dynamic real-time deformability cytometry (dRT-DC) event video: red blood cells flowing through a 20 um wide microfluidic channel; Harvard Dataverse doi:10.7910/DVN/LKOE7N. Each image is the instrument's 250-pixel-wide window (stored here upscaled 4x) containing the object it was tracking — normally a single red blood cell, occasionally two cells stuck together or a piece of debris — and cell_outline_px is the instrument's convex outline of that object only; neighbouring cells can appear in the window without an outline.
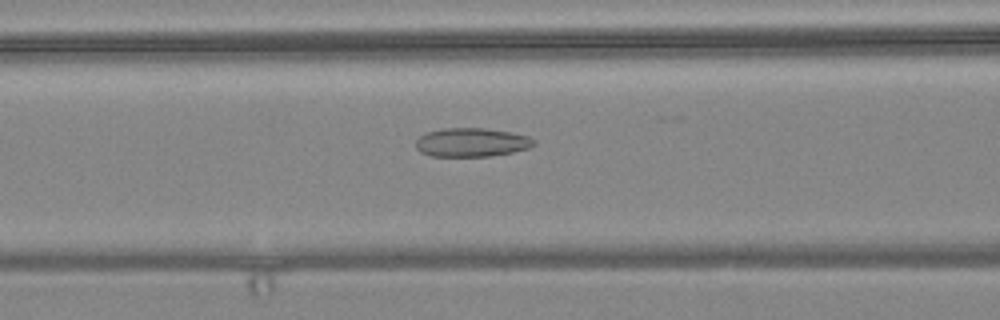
{"species": "common noctule bat (a hibernating species)", "species_latin": "Nyctalus noctula", "temperature_condition": "warm", "stored_images_in_passage": 51, "camera_frame_rate_fps": 3000, "um_per_image_px": 0.085, "animal": {"sex": "female", "body_mass_g": 24.6, "forearm_length_mm": 56.2}, "frame": {"image": 1, "passage_image": 17, "time_ms": 5.333, "image_size_px": [1000, 320], "cell_outline_px": [[536, 144], [528, 148], [512, 152], [492, 156], [432, 156], [420, 152], [416, 148], [416, 140], [420, 136], [428, 132], [444, 128], [484, 128], [512, 132], [528, 136], [536, 140]], "centroid_in_image_um": [40.11, 12.1], "position_along_channel_um": 126.5, "area_um2": 19.83}}
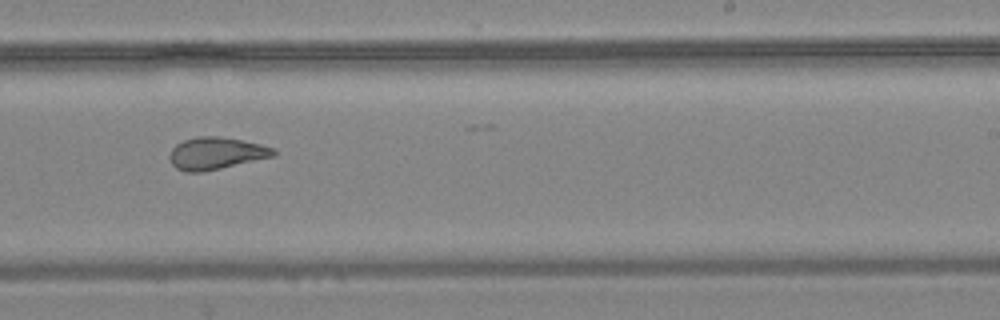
{"frame": {"image": 2, "passage_image": 29, "time_ms": 9.333, "image_size_px": [1000, 320], "cell_outline_px": [[276, 156], [220, 168], [200, 172], [184, 172], [176, 168], [172, 164], [168, 156], [172, 148], [176, 144], [184, 140], [200, 136], [220, 136], [260, 144], [276, 148]], "centroid_in_image_um": [18.36, 13.03], "position_along_channel_um": 270.6, "area_um2": 19.48}}
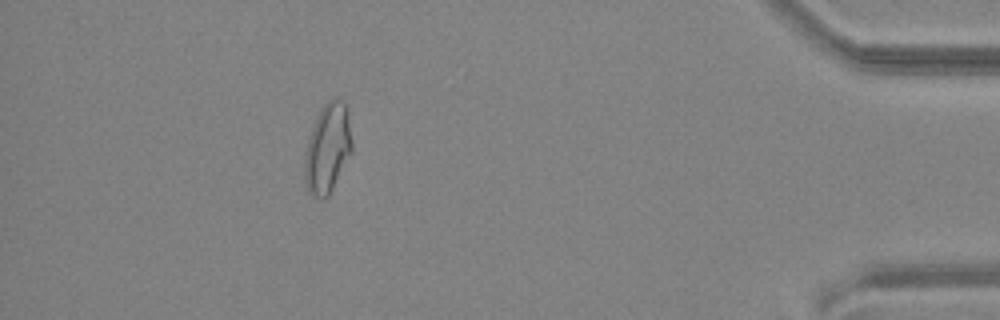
{"frame": {"image": 3, "passage_image": 45, "time_ms": 14.667, "image_size_px": [1000, 320], "cell_outline_px": [[352, 152], [328, 196], [324, 200], [312, 196], [308, 192], [304, 180], [304, 152], [316, 116], [320, 108], [328, 100], [336, 96], [344, 100], [352, 144]], "centroid_in_image_um": [27.81, 12.62], "position_along_channel_um": 407.4, "area_um2": 24.8}, "authors_computed_cell_mechanics": {"area_um2": 21.5016, "velocity_mm_per_s": 3.6142, "shape_relaxation_time_tau1_ms": null, "shape_relaxation_time_tau2_ms": 2.133, "deformation_change_tau1": null, "deformation_change_tau2": 0.0994}}